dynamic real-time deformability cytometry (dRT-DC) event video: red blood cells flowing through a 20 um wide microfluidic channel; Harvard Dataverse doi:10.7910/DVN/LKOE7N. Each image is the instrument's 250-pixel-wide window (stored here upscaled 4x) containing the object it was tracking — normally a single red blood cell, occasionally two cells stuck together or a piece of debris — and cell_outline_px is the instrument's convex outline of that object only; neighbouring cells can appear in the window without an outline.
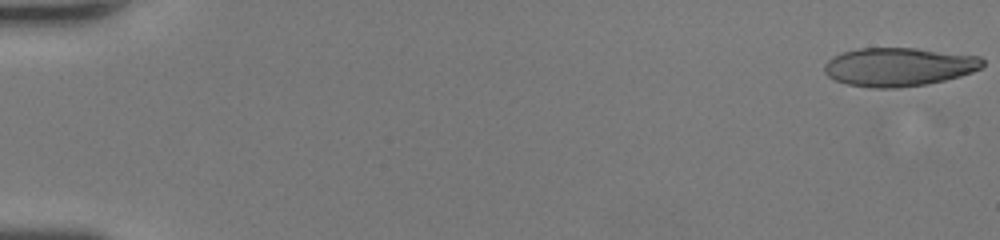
{"species": "human", "species_latin": "Homo sapiens", "temperature_condition": "room temperature", "stored_images_in_passage": 53, "camera_frame_rate_fps": 3000, "um_per_image_px": 0.085, "donor": {"sex": "female"}, "frame": {"image": 1, "passage_image": 1, "time_ms": 0.0, "image_size_px": [1000, 240], "cell_outline_px": [[984, 64], [980, 68], [972, 72], [960, 76], [928, 84], [900, 88], [872, 88], [848, 84], [836, 80], [828, 76], [824, 72], [824, 64], [832, 56], [844, 52], [860, 48], [916, 48], [980, 56], [984, 60]], "centroid_in_image_um": [76.4, 5.69], "position_along_channel_um": 8.6, "area_um2": 35.66}}
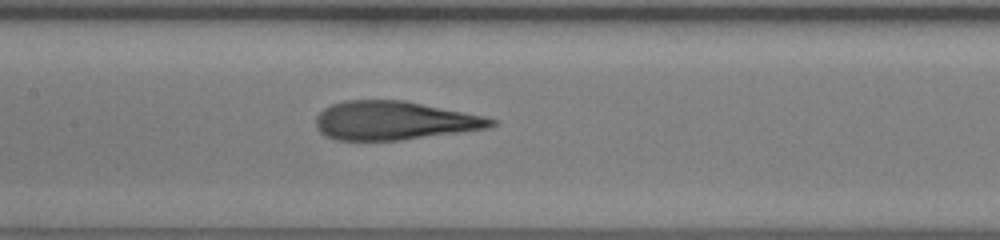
{"frame": {"image": 2, "passage_image": 29, "time_ms": 9.333, "image_size_px": [1000, 240], "cell_outline_px": [[500, 120], [496, 124], [488, 128], [400, 140], [336, 140], [324, 136], [316, 128], [316, 116], [324, 108], [332, 104], [348, 100], [404, 100], [484, 116]], "centroid_in_image_um": [33.49, 10.25], "position_along_channel_um": 173.9, "area_um2": 39.42}}
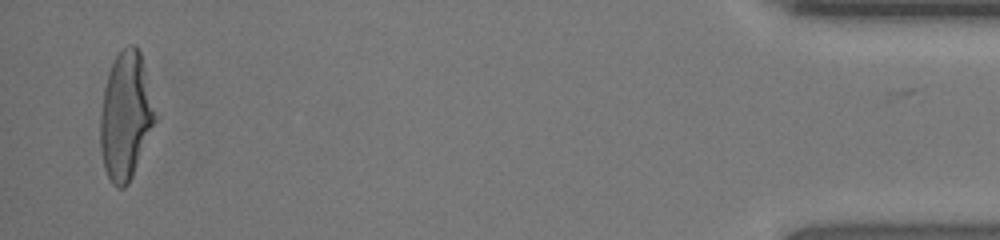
{"frame": {"image": 3, "passage_image": 52, "time_ms": 17.0, "image_size_px": [1000, 240], "cell_outline_px": [[156, 120], [132, 176], [128, 184], [124, 188], [116, 188], [112, 184], [104, 168], [100, 148], [100, 112], [104, 88], [112, 64], [116, 56], [128, 44], [136, 44], [140, 52], [156, 116]], "centroid_in_image_um": [10.66, 9.88], "position_along_channel_um": 424.5, "area_um2": 40.23}, "authors_computed_cell_mechanics": {"area_um2": 39.9398, "velocity_mm_per_s": 4.3067, "shape_relaxation_time_tau1_ms": 6.7185, "shape_relaxation_time_tau2_ms": 0.9323, "deformation_change_tau1": 0.3117, "deformation_change_tau2": 0.1019}}